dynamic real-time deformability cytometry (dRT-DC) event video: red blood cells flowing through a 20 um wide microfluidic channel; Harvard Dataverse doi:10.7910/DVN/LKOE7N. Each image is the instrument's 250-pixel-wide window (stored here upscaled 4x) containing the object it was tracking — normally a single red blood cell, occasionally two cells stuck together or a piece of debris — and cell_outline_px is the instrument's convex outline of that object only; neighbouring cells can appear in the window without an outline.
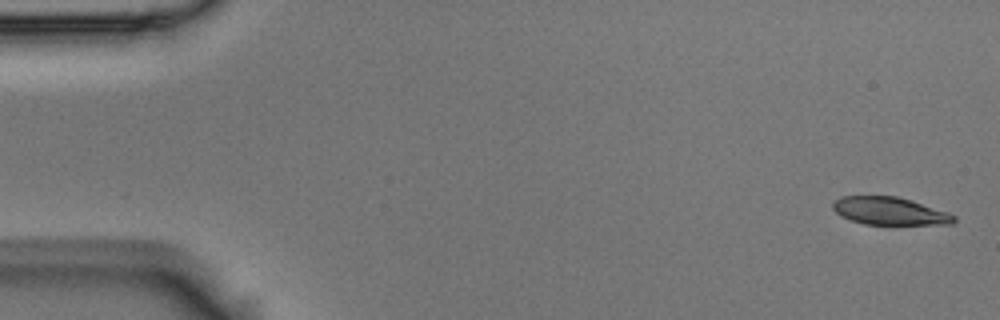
{"species": "Egyptian fruit bat (a non-hibernating species)", "species_latin": "Rousettus aegyptiacus", "temperature_condition": "room temperature", "stored_images_in_passage": 6, "segment_of_instrument_passage": [2, 2], "camera_frame_rate_fps": 3000, "um_per_image_px": 0.085, "animal": {"sex": "male"}, "frame": {"image": 1, "passage_image": 6, "time_ms": 1.667, "image_size_px": [1000, 320], "cell_outline_px": [[956, 220], [952, 224], [864, 224], [840, 216], [832, 208], [832, 204], [840, 196], [896, 196], [948, 212], [956, 216]], "centroid_in_image_um": [75.6, 17.94], "position_along_channel_um": 9.4, "area_um2": 19.36}}